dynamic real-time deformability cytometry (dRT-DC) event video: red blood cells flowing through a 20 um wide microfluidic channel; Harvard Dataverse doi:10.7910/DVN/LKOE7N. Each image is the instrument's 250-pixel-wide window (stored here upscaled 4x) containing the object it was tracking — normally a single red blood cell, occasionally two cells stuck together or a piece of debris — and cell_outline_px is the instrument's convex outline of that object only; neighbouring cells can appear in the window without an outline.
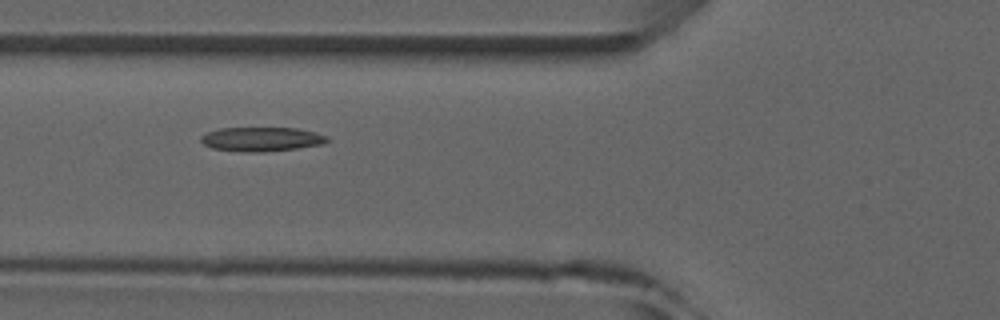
{"species": "common noctule bat (a hibernating species)", "species_latin": "Nyctalus noctula", "temperature_condition": "room temperature", "stored_images_in_passage": 8, "camera_frame_rate_fps": 3000, "um_per_image_px": 0.085, "animal": {"sex": "male", "forearm_length_mm": 52.5}, "frame": {"image": 1, "passage_image": 6, "time_ms": 5.667, "image_size_px": [1000, 320], "cell_outline_px": [[328, 140], [324, 144], [296, 148], [264, 152], [244, 152], [212, 148], [204, 144], [200, 140], [200, 136], [208, 132], [220, 128], [296, 128], [316, 132], [328, 136]], "centroid_in_image_um": [22.24, 11.83], "position_along_channel_um": 103.6, "area_um2": 17.8}}
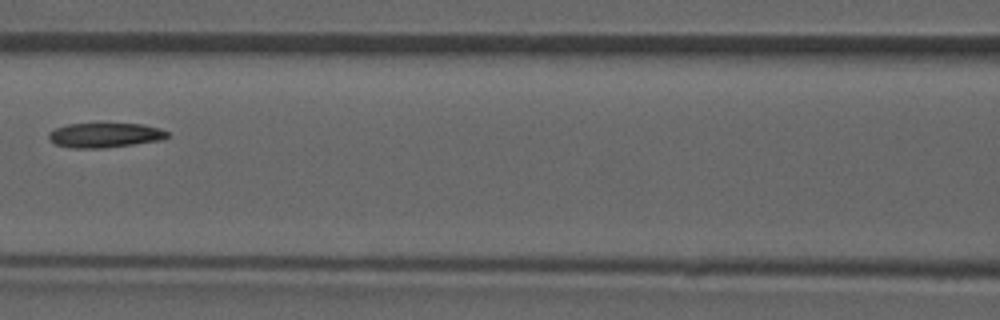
{"frame": {"image": 2, "passage_image": 7, "time_ms": 7.0, "image_size_px": [1000, 320], "cell_outline_px": [[168, 136], [160, 140], [104, 148], [72, 148], [56, 144], [48, 136], [48, 132], [56, 128], [68, 124], [144, 124], [160, 128], [168, 132]], "centroid_in_image_um": [8.92, 11.49], "position_along_channel_um": 157.7, "area_um2": 16.82}}